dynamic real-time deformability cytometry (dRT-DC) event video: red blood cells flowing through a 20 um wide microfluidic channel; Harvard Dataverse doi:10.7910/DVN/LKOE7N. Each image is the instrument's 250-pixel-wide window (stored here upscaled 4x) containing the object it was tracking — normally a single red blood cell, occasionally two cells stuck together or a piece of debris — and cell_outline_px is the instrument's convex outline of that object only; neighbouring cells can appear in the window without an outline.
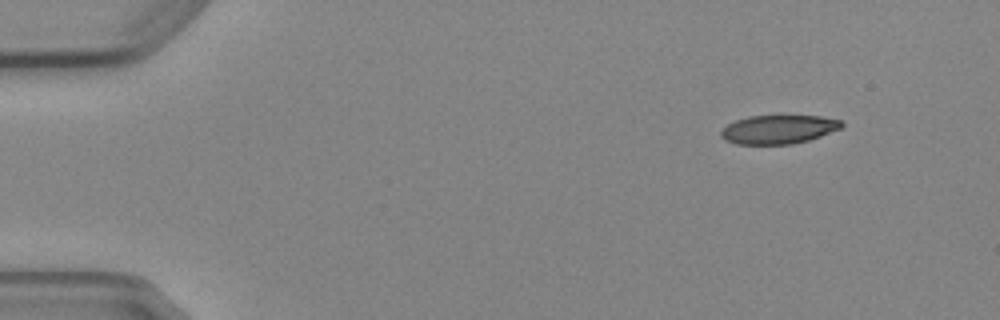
{"species": "Egyptian fruit bat (a non-hibernating species)", "species_latin": "Rousettus aegyptiacus", "temperature_condition": "cold", "stored_images_in_passage": 4, "camera_frame_rate_fps": 3000, "um_per_image_px": 0.085, "animal": {"sex": "female"}, "frame": {"image": 1, "passage_image": 1, "time_ms": 0.0, "image_size_px": [1000, 320], "cell_outline_px": [[844, 124], [840, 128], [820, 136], [808, 140], [792, 144], [736, 144], [724, 140], [720, 136], [720, 132], [728, 124], [736, 120], [748, 116], [780, 112], [820, 116], [840, 120]], "centroid_in_image_um": [66.16, 10.94], "position_along_channel_um": 18.8, "area_um2": 21.1}}
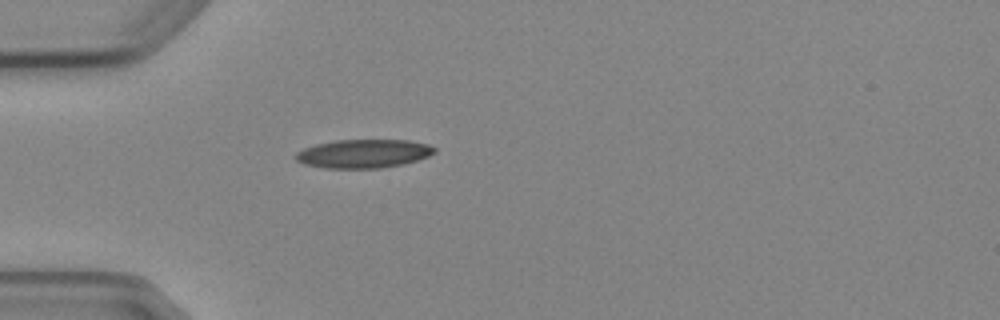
{"frame": {"image": 2, "passage_image": 4, "time_ms": 3.333, "image_size_px": [1000, 320], "cell_outline_px": [[436, 152], [428, 156], [416, 160], [400, 164], [380, 168], [324, 168], [304, 164], [296, 160], [296, 152], [304, 148], [316, 144], [336, 140], [408, 140], [428, 144], [436, 148]], "centroid_in_image_um": [30.89, 13.05], "position_along_channel_um": 54.1, "area_um2": 23.0}}